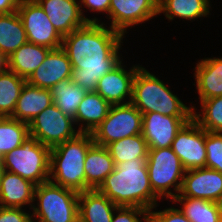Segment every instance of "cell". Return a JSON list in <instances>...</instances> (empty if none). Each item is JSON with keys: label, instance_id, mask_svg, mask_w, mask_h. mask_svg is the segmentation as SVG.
Instances as JSON below:
<instances>
[{"label": "cell", "instance_id": "6da1fadb", "mask_svg": "<svg viewBox=\"0 0 222 222\" xmlns=\"http://www.w3.org/2000/svg\"><path fill=\"white\" fill-rule=\"evenodd\" d=\"M104 23H87L62 40L72 66L71 79L87 92L96 91L97 81L123 60L125 36Z\"/></svg>", "mask_w": 222, "mask_h": 222}, {"label": "cell", "instance_id": "7a4b0ae2", "mask_svg": "<svg viewBox=\"0 0 222 222\" xmlns=\"http://www.w3.org/2000/svg\"><path fill=\"white\" fill-rule=\"evenodd\" d=\"M97 190L116 206L138 207L148 212L161 200L150 185L146 160L117 164Z\"/></svg>", "mask_w": 222, "mask_h": 222}, {"label": "cell", "instance_id": "3957f363", "mask_svg": "<svg viewBox=\"0 0 222 222\" xmlns=\"http://www.w3.org/2000/svg\"><path fill=\"white\" fill-rule=\"evenodd\" d=\"M94 144L91 133L80 132L50 152L49 180L78 193L85 191V158Z\"/></svg>", "mask_w": 222, "mask_h": 222}, {"label": "cell", "instance_id": "277c9868", "mask_svg": "<svg viewBox=\"0 0 222 222\" xmlns=\"http://www.w3.org/2000/svg\"><path fill=\"white\" fill-rule=\"evenodd\" d=\"M131 103L142 113L157 112L165 116L192 117V107L171 91L168 84L142 66L133 81Z\"/></svg>", "mask_w": 222, "mask_h": 222}, {"label": "cell", "instance_id": "5b68a950", "mask_svg": "<svg viewBox=\"0 0 222 222\" xmlns=\"http://www.w3.org/2000/svg\"><path fill=\"white\" fill-rule=\"evenodd\" d=\"M79 193L50 180L37 185L32 207L33 222H76Z\"/></svg>", "mask_w": 222, "mask_h": 222}, {"label": "cell", "instance_id": "8992f818", "mask_svg": "<svg viewBox=\"0 0 222 222\" xmlns=\"http://www.w3.org/2000/svg\"><path fill=\"white\" fill-rule=\"evenodd\" d=\"M51 148L29 135L21 146L2 158L3 170L40 185L49 180Z\"/></svg>", "mask_w": 222, "mask_h": 222}, {"label": "cell", "instance_id": "52a82bcc", "mask_svg": "<svg viewBox=\"0 0 222 222\" xmlns=\"http://www.w3.org/2000/svg\"><path fill=\"white\" fill-rule=\"evenodd\" d=\"M146 164L153 192L161 200L171 202L181 190L186 171L180 159L171 147L150 149Z\"/></svg>", "mask_w": 222, "mask_h": 222}, {"label": "cell", "instance_id": "ba28073f", "mask_svg": "<svg viewBox=\"0 0 222 222\" xmlns=\"http://www.w3.org/2000/svg\"><path fill=\"white\" fill-rule=\"evenodd\" d=\"M142 113L130 102L111 105L107 117L91 133L99 146L142 134Z\"/></svg>", "mask_w": 222, "mask_h": 222}, {"label": "cell", "instance_id": "9c48e42d", "mask_svg": "<svg viewBox=\"0 0 222 222\" xmlns=\"http://www.w3.org/2000/svg\"><path fill=\"white\" fill-rule=\"evenodd\" d=\"M74 118L63 113L54 103L39 113L29 124V135L53 148L77 136Z\"/></svg>", "mask_w": 222, "mask_h": 222}, {"label": "cell", "instance_id": "30bf717a", "mask_svg": "<svg viewBox=\"0 0 222 222\" xmlns=\"http://www.w3.org/2000/svg\"><path fill=\"white\" fill-rule=\"evenodd\" d=\"M17 12L29 43L52 50L61 48L63 37L56 31L46 13L35 0L20 1Z\"/></svg>", "mask_w": 222, "mask_h": 222}, {"label": "cell", "instance_id": "8fae6325", "mask_svg": "<svg viewBox=\"0 0 222 222\" xmlns=\"http://www.w3.org/2000/svg\"><path fill=\"white\" fill-rule=\"evenodd\" d=\"M206 130L191 118L177 132L171 149L178 156L185 170L206 167Z\"/></svg>", "mask_w": 222, "mask_h": 222}, {"label": "cell", "instance_id": "7c38bea8", "mask_svg": "<svg viewBox=\"0 0 222 222\" xmlns=\"http://www.w3.org/2000/svg\"><path fill=\"white\" fill-rule=\"evenodd\" d=\"M159 0H111L109 7V27L118 31L123 36L128 33V28H133L146 21H150L158 13ZM128 30V31H127Z\"/></svg>", "mask_w": 222, "mask_h": 222}, {"label": "cell", "instance_id": "4fadbf2b", "mask_svg": "<svg viewBox=\"0 0 222 222\" xmlns=\"http://www.w3.org/2000/svg\"><path fill=\"white\" fill-rule=\"evenodd\" d=\"M141 67L142 65L139 63L132 65L128 69L122 60L115 68L97 81L96 92L110 105L130 103L133 81L137 71Z\"/></svg>", "mask_w": 222, "mask_h": 222}, {"label": "cell", "instance_id": "5bb4252c", "mask_svg": "<svg viewBox=\"0 0 222 222\" xmlns=\"http://www.w3.org/2000/svg\"><path fill=\"white\" fill-rule=\"evenodd\" d=\"M191 118L165 116L157 112L142 114V136L148 150L171 147L177 132Z\"/></svg>", "mask_w": 222, "mask_h": 222}, {"label": "cell", "instance_id": "9a60e30c", "mask_svg": "<svg viewBox=\"0 0 222 222\" xmlns=\"http://www.w3.org/2000/svg\"><path fill=\"white\" fill-rule=\"evenodd\" d=\"M179 194L217 202L222 195V173L207 167L186 170Z\"/></svg>", "mask_w": 222, "mask_h": 222}, {"label": "cell", "instance_id": "2e32d148", "mask_svg": "<svg viewBox=\"0 0 222 222\" xmlns=\"http://www.w3.org/2000/svg\"><path fill=\"white\" fill-rule=\"evenodd\" d=\"M48 16L56 31L66 36L84 27L88 22L83 18L79 0H35Z\"/></svg>", "mask_w": 222, "mask_h": 222}, {"label": "cell", "instance_id": "e0dca14e", "mask_svg": "<svg viewBox=\"0 0 222 222\" xmlns=\"http://www.w3.org/2000/svg\"><path fill=\"white\" fill-rule=\"evenodd\" d=\"M71 62L62 48L51 50L45 60L26 80L31 85L50 89L58 82L71 79Z\"/></svg>", "mask_w": 222, "mask_h": 222}, {"label": "cell", "instance_id": "ac0fdd59", "mask_svg": "<svg viewBox=\"0 0 222 222\" xmlns=\"http://www.w3.org/2000/svg\"><path fill=\"white\" fill-rule=\"evenodd\" d=\"M35 187L31 181L3 170L0 176V206L24 209L29 207L32 211Z\"/></svg>", "mask_w": 222, "mask_h": 222}, {"label": "cell", "instance_id": "d6986e66", "mask_svg": "<svg viewBox=\"0 0 222 222\" xmlns=\"http://www.w3.org/2000/svg\"><path fill=\"white\" fill-rule=\"evenodd\" d=\"M194 80L199 103L212 97L222 96V57H206L194 66Z\"/></svg>", "mask_w": 222, "mask_h": 222}, {"label": "cell", "instance_id": "ffe728a7", "mask_svg": "<svg viewBox=\"0 0 222 222\" xmlns=\"http://www.w3.org/2000/svg\"><path fill=\"white\" fill-rule=\"evenodd\" d=\"M54 103L50 89H43L26 82L16 102L11 118L30 124L35 117Z\"/></svg>", "mask_w": 222, "mask_h": 222}, {"label": "cell", "instance_id": "44dd1931", "mask_svg": "<svg viewBox=\"0 0 222 222\" xmlns=\"http://www.w3.org/2000/svg\"><path fill=\"white\" fill-rule=\"evenodd\" d=\"M114 168V160L107 148L94 143L85 158V191L97 190Z\"/></svg>", "mask_w": 222, "mask_h": 222}, {"label": "cell", "instance_id": "7402d4cb", "mask_svg": "<svg viewBox=\"0 0 222 222\" xmlns=\"http://www.w3.org/2000/svg\"><path fill=\"white\" fill-rule=\"evenodd\" d=\"M111 105L96 91L86 92L75 117V125L82 133H92L107 117Z\"/></svg>", "mask_w": 222, "mask_h": 222}, {"label": "cell", "instance_id": "603a6c76", "mask_svg": "<svg viewBox=\"0 0 222 222\" xmlns=\"http://www.w3.org/2000/svg\"><path fill=\"white\" fill-rule=\"evenodd\" d=\"M52 49L33 43L20 46L2 63L18 76L28 79Z\"/></svg>", "mask_w": 222, "mask_h": 222}, {"label": "cell", "instance_id": "cb8c5ba5", "mask_svg": "<svg viewBox=\"0 0 222 222\" xmlns=\"http://www.w3.org/2000/svg\"><path fill=\"white\" fill-rule=\"evenodd\" d=\"M117 207L98 190L79 193L78 217L81 222H111Z\"/></svg>", "mask_w": 222, "mask_h": 222}, {"label": "cell", "instance_id": "d4e9b609", "mask_svg": "<svg viewBox=\"0 0 222 222\" xmlns=\"http://www.w3.org/2000/svg\"><path fill=\"white\" fill-rule=\"evenodd\" d=\"M27 42L26 31L18 12L0 14V63Z\"/></svg>", "mask_w": 222, "mask_h": 222}, {"label": "cell", "instance_id": "484cf974", "mask_svg": "<svg viewBox=\"0 0 222 222\" xmlns=\"http://www.w3.org/2000/svg\"><path fill=\"white\" fill-rule=\"evenodd\" d=\"M212 7L210 0H159L158 13H163L166 19L174 18L188 21H198V18L209 17Z\"/></svg>", "mask_w": 222, "mask_h": 222}, {"label": "cell", "instance_id": "4316f807", "mask_svg": "<svg viewBox=\"0 0 222 222\" xmlns=\"http://www.w3.org/2000/svg\"><path fill=\"white\" fill-rule=\"evenodd\" d=\"M191 222H222L217 202L184 197L178 194L172 201Z\"/></svg>", "mask_w": 222, "mask_h": 222}, {"label": "cell", "instance_id": "83f0119b", "mask_svg": "<svg viewBox=\"0 0 222 222\" xmlns=\"http://www.w3.org/2000/svg\"><path fill=\"white\" fill-rule=\"evenodd\" d=\"M26 79L0 64V117H11Z\"/></svg>", "mask_w": 222, "mask_h": 222}, {"label": "cell", "instance_id": "f1b7e54d", "mask_svg": "<svg viewBox=\"0 0 222 222\" xmlns=\"http://www.w3.org/2000/svg\"><path fill=\"white\" fill-rule=\"evenodd\" d=\"M106 148L115 166L132 160H147L148 156V146L142 134L112 142Z\"/></svg>", "mask_w": 222, "mask_h": 222}, {"label": "cell", "instance_id": "f546056e", "mask_svg": "<svg viewBox=\"0 0 222 222\" xmlns=\"http://www.w3.org/2000/svg\"><path fill=\"white\" fill-rule=\"evenodd\" d=\"M86 92V90L76 85L72 79L58 82L51 88L54 104L63 113L73 118Z\"/></svg>", "mask_w": 222, "mask_h": 222}, {"label": "cell", "instance_id": "4dcf8cb0", "mask_svg": "<svg viewBox=\"0 0 222 222\" xmlns=\"http://www.w3.org/2000/svg\"><path fill=\"white\" fill-rule=\"evenodd\" d=\"M29 136V124L11 117H0V158L22 145Z\"/></svg>", "mask_w": 222, "mask_h": 222}, {"label": "cell", "instance_id": "1f68e13d", "mask_svg": "<svg viewBox=\"0 0 222 222\" xmlns=\"http://www.w3.org/2000/svg\"><path fill=\"white\" fill-rule=\"evenodd\" d=\"M192 118L206 131L222 133V96H216L200 102V112L193 105Z\"/></svg>", "mask_w": 222, "mask_h": 222}, {"label": "cell", "instance_id": "d6a6232c", "mask_svg": "<svg viewBox=\"0 0 222 222\" xmlns=\"http://www.w3.org/2000/svg\"><path fill=\"white\" fill-rule=\"evenodd\" d=\"M206 167L222 173V133L206 131Z\"/></svg>", "mask_w": 222, "mask_h": 222}, {"label": "cell", "instance_id": "836d02e7", "mask_svg": "<svg viewBox=\"0 0 222 222\" xmlns=\"http://www.w3.org/2000/svg\"><path fill=\"white\" fill-rule=\"evenodd\" d=\"M156 205L148 212V222H191L177 207H165L163 210L156 209ZM157 210V211H154Z\"/></svg>", "mask_w": 222, "mask_h": 222}, {"label": "cell", "instance_id": "e575fe53", "mask_svg": "<svg viewBox=\"0 0 222 222\" xmlns=\"http://www.w3.org/2000/svg\"><path fill=\"white\" fill-rule=\"evenodd\" d=\"M111 222H148V211L138 207L118 206Z\"/></svg>", "mask_w": 222, "mask_h": 222}, {"label": "cell", "instance_id": "d590c367", "mask_svg": "<svg viewBox=\"0 0 222 222\" xmlns=\"http://www.w3.org/2000/svg\"><path fill=\"white\" fill-rule=\"evenodd\" d=\"M80 2V9L83 18L88 22V23H101V19H98L94 16V18H88L85 16L84 10L86 9L89 11H93V14L95 12H99L98 14H103L105 13L106 17L109 15V7L111 0H79Z\"/></svg>", "mask_w": 222, "mask_h": 222}, {"label": "cell", "instance_id": "8d00e7d4", "mask_svg": "<svg viewBox=\"0 0 222 222\" xmlns=\"http://www.w3.org/2000/svg\"><path fill=\"white\" fill-rule=\"evenodd\" d=\"M0 222H33V219L28 209L0 206Z\"/></svg>", "mask_w": 222, "mask_h": 222}, {"label": "cell", "instance_id": "74e56055", "mask_svg": "<svg viewBox=\"0 0 222 222\" xmlns=\"http://www.w3.org/2000/svg\"><path fill=\"white\" fill-rule=\"evenodd\" d=\"M20 0H0V14L16 12Z\"/></svg>", "mask_w": 222, "mask_h": 222}, {"label": "cell", "instance_id": "f35d334b", "mask_svg": "<svg viewBox=\"0 0 222 222\" xmlns=\"http://www.w3.org/2000/svg\"><path fill=\"white\" fill-rule=\"evenodd\" d=\"M217 204H218L219 210H220V212H221V214H222V195H221V197L219 198V200L217 201Z\"/></svg>", "mask_w": 222, "mask_h": 222}, {"label": "cell", "instance_id": "ab89813d", "mask_svg": "<svg viewBox=\"0 0 222 222\" xmlns=\"http://www.w3.org/2000/svg\"><path fill=\"white\" fill-rule=\"evenodd\" d=\"M2 171H3V164H2V158H0V176Z\"/></svg>", "mask_w": 222, "mask_h": 222}]
</instances>
